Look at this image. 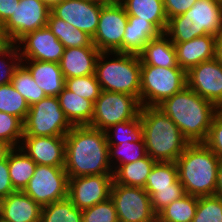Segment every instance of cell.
Masks as SVG:
<instances>
[{
    "instance_id": "34",
    "label": "cell",
    "mask_w": 222,
    "mask_h": 222,
    "mask_svg": "<svg viewBox=\"0 0 222 222\" xmlns=\"http://www.w3.org/2000/svg\"><path fill=\"white\" fill-rule=\"evenodd\" d=\"M11 84L24 97L29 106L47 97L22 63L15 69Z\"/></svg>"
},
{
    "instance_id": "42",
    "label": "cell",
    "mask_w": 222,
    "mask_h": 222,
    "mask_svg": "<svg viewBox=\"0 0 222 222\" xmlns=\"http://www.w3.org/2000/svg\"><path fill=\"white\" fill-rule=\"evenodd\" d=\"M5 57H7V59L9 57L11 62H5ZM20 63L21 56L19 54L17 44L15 45V43H13L4 53L0 54V86L11 83L13 73Z\"/></svg>"
},
{
    "instance_id": "26",
    "label": "cell",
    "mask_w": 222,
    "mask_h": 222,
    "mask_svg": "<svg viewBox=\"0 0 222 222\" xmlns=\"http://www.w3.org/2000/svg\"><path fill=\"white\" fill-rule=\"evenodd\" d=\"M128 16L150 21L161 33H165L168 18L163 0H121Z\"/></svg>"
},
{
    "instance_id": "43",
    "label": "cell",
    "mask_w": 222,
    "mask_h": 222,
    "mask_svg": "<svg viewBox=\"0 0 222 222\" xmlns=\"http://www.w3.org/2000/svg\"><path fill=\"white\" fill-rule=\"evenodd\" d=\"M204 143L222 160V109L214 116Z\"/></svg>"
},
{
    "instance_id": "45",
    "label": "cell",
    "mask_w": 222,
    "mask_h": 222,
    "mask_svg": "<svg viewBox=\"0 0 222 222\" xmlns=\"http://www.w3.org/2000/svg\"><path fill=\"white\" fill-rule=\"evenodd\" d=\"M15 192L8 166V156L6 159L0 161V200L6 198L9 194Z\"/></svg>"
},
{
    "instance_id": "8",
    "label": "cell",
    "mask_w": 222,
    "mask_h": 222,
    "mask_svg": "<svg viewBox=\"0 0 222 222\" xmlns=\"http://www.w3.org/2000/svg\"><path fill=\"white\" fill-rule=\"evenodd\" d=\"M72 127L57 97H46L31 105L23 121L24 136L65 137Z\"/></svg>"
},
{
    "instance_id": "35",
    "label": "cell",
    "mask_w": 222,
    "mask_h": 222,
    "mask_svg": "<svg viewBox=\"0 0 222 222\" xmlns=\"http://www.w3.org/2000/svg\"><path fill=\"white\" fill-rule=\"evenodd\" d=\"M29 105L11 83L0 86V112L18 117L22 122L29 111Z\"/></svg>"
},
{
    "instance_id": "18",
    "label": "cell",
    "mask_w": 222,
    "mask_h": 222,
    "mask_svg": "<svg viewBox=\"0 0 222 222\" xmlns=\"http://www.w3.org/2000/svg\"><path fill=\"white\" fill-rule=\"evenodd\" d=\"M20 148L37 165L55 167L65 165V137L23 136Z\"/></svg>"
},
{
    "instance_id": "7",
    "label": "cell",
    "mask_w": 222,
    "mask_h": 222,
    "mask_svg": "<svg viewBox=\"0 0 222 222\" xmlns=\"http://www.w3.org/2000/svg\"><path fill=\"white\" fill-rule=\"evenodd\" d=\"M186 86V71L182 68L141 65V107L158 106Z\"/></svg>"
},
{
    "instance_id": "24",
    "label": "cell",
    "mask_w": 222,
    "mask_h": 222,
    "mask_svg": "<svg viewBox=\"0 0 222 222\" xmlns=\"http://www.w3.org/2000/svg\"><path fill=\"white\" fill-rule=\"evenodd\" d=\"M141 65L180 68L174 44L165 33L151 39L139 54Z\"/></svg>"
},
{
    "instance_id": "12",
    "label": "cell",
    "mask_w": 222,
    "mask_h": 222,
    "mask_svg": "<svg viewBox=\"0 0 222 222\" xmlns=\"http://www.w3.org/2000/svg\"><path fill=\"white\" fill-rule=\"evenodd\" d=\"M128 15L120 2L104 4L92 43L100 52H120Z\"/></svg>"
},
{
    "instance_id": "4",
    "label": "cell",
    "mask_w": 222,
    "mask_h": 222,
    "mask_svg": "<svg viewBox=\"0 0 222 222\" xmlns=\"http://www.w3.org/2000/svg\"><path fill=\"white\" fill-rule=\"evenodd\" d=\"M220 161L204 142L189 143L175 161L185 193L195 197L215 195Z\"/></svg>"
},
{
    "instance_id": "38",
    "label": "cell",
    "mask_w": 222,
    "mask_h": 222,
    "mask_svg": "<svg viewBox=\"0 0 222 222\" xmlns=\"http://www.w3.org/2000/svg\"><path fill=\"white\" fill-rule=\"evenodd\" d=\"M192 222H222V198L217 195L198 197Z\"/></svg>"
},
{
    "instance_id": "28",
    "label": "cell",
    "mask_w": 222,
    "mask_h": 222,
    "mask_svg": "<svg viewBox=\"0 0 222 222\" xmlns=\"http://www.w3.org/2000/svg\"><path fill=\"white\" fill-rule=\"evenodd\" d=\"M47 26L65 48L96 47L88 34L56 17L52 12L49 14Z\"/></svg>"
},
{
    "instance_id": "5",
    "label": "cell",
    "mask_w": 222,
    "mask_h": 222,
    "mask_svg": "<svg viewBox=\"0 0 222 222\" xmlns=\"http://www.w3.org/2000/svg\"><path fill=\"white\" fill-rule=\"evenodd\" d=\"M222 32V2L197 0L184 14L168 20L165 34L173 44L190 41L198 36Z\"/></svg>"
},
{
    "instance_id": "30",
    "label": "cell",
    "mask_w": 222,
    "mask_h": 222,
    "mask_svg": "<svg viewBox=\"0 0 222 222\" xmlns=\"http://www.w3.org/2000/svg\"><path fill=\"white\" fill-rule=\"evenodd\" d=\"M178 179L176 162L159 161L147 176L144 190L151 196L156 190L173 189Z\"/></svg>"
},
{
    "instance_id": "29",
    "label": "cell",
    "mask_w": 222,
    "mask_h": 222,
    "mask_svg": "<svg viewBox=\"0 0 222 222\" xmlns=\"http://www.w3.org/2000/svg\"><path fill=\"white\" fill-rule=\"evenodd\" d=\"M8 166L14 190L23 191L33 176L37 164L20 147H17L8 153Z\"/></svg>"
},
{
    "instance_id": "23",
    "label": "cell",
    "mask_w": 222,
    "mask_h": 222,
    "mask_svg": "<svg viewBox=\"0 0 222 222\" xmlns=\"http://www.w3.org/2000/svg\"><path fill=\"white\" fill-rule=\"evenodd\" d=\"M160 34L161 32L150 21L128 16L121 53L139 55L145 45Z\"/></svg>"
},
{
    "instance_id": "1",
    "label": "cell",
    "mask_w": 222,
    "mask_h": 222,
    "mask_svg": "<svg viewBox=\"0 0 222 222\" xmlns=\"http://www.w3.org/2000/svg\"><path fill=\"white\" fill-rule=\"evenodd\" d=\"M105 131L73 126L65 136L64 169L69 178L113 174Z\"/></svg>"
},
{
    "instance_id": "44",
    "label": "cell",
    "mask_w": 222,
    "mask_h": 222,
    "mask_svg": "<svg viewBox=\"0 0 222 222\" xmlns=\"http://www.w3.org/2000/svg\"><path fill=\"white\" fill-rule=\"evenodd\" d=\"M197 0H163L164 9L168 20L184 14Z\"/></svg>"
},
{
    "instance_id": "21",
    "label": "cell",
    "mask_w": 222,
    "mask_h": 222,
    "mask_svg": "<svg viewBox=\"0 0 222 222\" xmlns=\"http://www.w3.org/2000/svg\"><path fill=\"white\" fill-rule=\"evenodd\" d=\"M100 51L97 47L65 48L59 62L65 79L95 74Z\"/></svg>"
},
{
    "instance_id": "51",
    "label": "cell",
    "mask_w": 222,
    "mask_h": 222,
    "mask_svg": "<svg viewBox=\"0 0 222 222\" xmlns=\"http://www.w3.org/2000/svg\"><path fill=\"white\" fill-rule=\"evenodd\" d=\"M50 8H52L55 4L60 3L62 0H41Z\"/></svg>"
},
{
    "instance_id": "9",
    "label": "cell",
    "mask_w": 222,
    "mask_h": 222,
    "mask_svg": "<svg viewBox=\"0 0 222 222\" xmlns=\"http://www.w3.org/2000/svg\"><path fill=\"white\" fill-rule=\"evenodd\" d=\"M140 109L141 104L135 96L102 90L94 103L93 118L88 126L106 131L115 124L135 119Z\"/></svg>"
},
{
    "instance_id": "50",
    "label": "cell",
    "mask_w": 222,
    "mask_h": 222,
    "mask_svg": "<svg viewBox=\"0 0 222 222\" xmlns=\"http://www.w3.org/2000/svg\"><path fill=\"white\" fill-rule=\"evenodd\" d=\"M13 149V147L5 141L0 140V161L7 158L8 153Z\"/></svg>"
},
{
    "instance_id": "20",
    "label": "cell",
    "mask_w": 222,
    "mask_h": 222,
    "mask_svg": "<svg viewBox=\"0 0 222 222\" xmlns=\"http://www.w3.org/2000/svg\"><path fill=\"white\" fill-rule=\"evenodd\" d=\"M42 206L23 191L0 200V218L6 222H39Z\"/></svg>"
},
{
    "instance_id": "27",
    "label": "cell",
    "mask_w": 222,
    "mask_h": 222,
    "mask_svg": "<svg viewBox=\"0 0 222 222\" xmlns=\"http://www.w3.org/2000/svg\"><path fill=\"white\" fill-rule=\"evenodd\" d=\"M156 162V160L147 155L143 159L115 166L113 170V182L126 186L144 188L147 176L152 171Z\"/></svg>"
},
{
    "instance_id": "31",
    "label": "cell",
    "mask_w": 222,
    "mask_h": 222,
    "mask_svg": "<svg viewBox=\"0 0 222 222\" xmlns=\"http://www.w3.org/2000/svg\"><path fill=\"white\" fill-rule=\"evenodd\" d=\"M198 197L185 194L166 206L158 215L157 222H192Z\"/></svg>"
},
{
    "instance_id": "10",
    "label": "cell",
    "mask_w": 222,
    "mask_h": 222,
    "mask_svg": "<svg viewBox=\"0 0 222 222\" xmlns=\"http://www.w3.org/2000/svg\"><path fill=\"white\" fill-rule=\"evenodd\" d=\"M69 177L64 167L37 165L23 192L42 207L68 197Z\"/></svg>"
},
{
    "instance_id": "47",
    "label": "cell",
    "mask_w": 222,
    "mask_h": 222,
    "mask_svg": "<svg viewBox=\"0 0 222 222\" xmlns=\"http://www.w3.org/2000/svg\"><path fill=\"white\" fill-rule=\"evenodd\" d=\"M13 42L8 36L7 32L1 27L0 28V54L4 53Z\"/></svg>"
},
{
    "instance_id": "13",
    "label": "cell",
    "mask_w": 222,
    "mask_h": 222,
    "mask_svg": "<svg viewBox=\"0 0 222 222\" xmlns=\"http://www.w3.org/2000/svg\"><path fill=\"white\" fill-rule=\"evenodd\" d=\"M51 8L41 0H20L2 25L13 43L25 34L47 26Z\"/></svg>"
},
{
    "instance_id": "40",
    "label": "cell",
    "mask_w": 222,
    "mask_h": 222,
    "mask_svg": "<svg viewBox=\"0 0 222 222\" xmlns=\"http://www.w3.org/2000/svg\"><path fill=\"white\" fill-rule=\"evenodd\" d=\"M82 222H118L113 200L109 198L82 210Z\"/></svg>"
},
{
    "instance_id": "3",
    "label": "cell",
    "mask_w": 222,
    "mask_h": 222,
    "mask_svg": "<svg viewBox=\"0 0 222 222\" xmlns=\"http://www.w3.org/2000/svg\"><path fill=\"white\" fill-rule=\"evenodd\" d=\"M139 115L147 155L175 162L189 144L178 126L157 106L141 107Z\"/></svg>"
},
{
    "instance_id": "2",
    "label": "cell",
    "mask_w": 222,
    "mask_h": 222,
    "mask_svg": "<svg viewBox=\"0 0 222 222\" xmlns=\"http://www.w3.org/2000/svg\"><path fill=\"white\" fill-rule=\"evenodd\" d=\"M180 129L189 143L204 142L219 108L188 86L157 106Z\"/></svg>"
},
{
    "instance_id": "39",
    "label": "cell",
    "mask_w": 222,
    "mask_h": 222,
    "mask_svg": "<svg viewBox=\"0 0 222 222\" xmlns=\"http://www.w3.org/2000/svg\"><path fill=\"white\" fill-rule=\"evenodd\" d=\"M23 136V122L18 117L0 112V140L17 148Z\"/></svg>"
},
{
    "instance_id": "14",
    "label": "cell",
    "mask_w": 222,
    "mask_h": 222,
    "mask_svg": "<svg viewBox=\"0 0 222 222\" xmlns=\"http://www.w3.org/2000/svg\"><path fill=\"white\" fill-rule=\"evenodd\" d=\"M113 174L69 178L68 198L80 210L106 201L111 196Z\"/></svg>"
},
{
    "instance_id": "17",
    "label": "cell",
    "mask_w": 222,
    "mask_h": 222,
    "mask_svg": "<svg viewBox=\"0 0 222 222\" xmlns=\"http://www.w3.org/2000/svg\"><path fill=\"white\" fill-rule=\"evenodd\" d=\"M103 5L92 0H62L51 8V12L93 38Z\"/></svg>"
},
{
    "instance_id": "32",
    "label": "cell",
    "mask_w": 222,
    "mask_h": 222,
    "mask_svg": "<svg viewBox=\"0 0 222 222\" xmlns=\"http://www.w3.org/2000/svg\"><path fill=\"white\" fill-rule=\"evenodd\" d=\"M39 222H82V210L67 197L44 205Z\"/></svg>"
},
{
    "instance_id": "48",
    "label": "cell",
    "mask_w": 222,
    "mask_h": 222,
    "mask_svg": "<svg viewBox=\"0 0 222 222\" xmlns=\"http://www.w3.org/2000/svg\"><path fill=\"white\" fill-rule=\"evenodd\" d=\"M215 195L222 198V160L220 161L217 169V183Z\"/></svg>"
},
{
    "instance_id": "37",
    "label": "cell",
    "mask_w": 222,
    "mask_h": 222,
    "mask_svg": "<svg viewBox=\"0 0 222 222\" xmlns=\"http://www.w3.org/2000/svg\"><path fill=\"white\" fill-rule=\"evenodd\" d=\"M65 87L78 96L95 103L99 98L102 88L95 74L65 79Z\"/></svg>"
},
{
    "instance_id": "22",
    "label": "cell",
    "mask_w": 222,
    "mask_h": 222,
    "mask_svg": "<svg viewBox=\"0 0 222 222\" xmlns=\"http://www.w3.org/2000/svg\"><path fill=\"white\" fill-rule=\"evenodd\" d=\"M21 63L29 70L36 84L47 97H57L63 91L65 78L59 63L36 60H21Z\"/></svg>"
},
{
    "instance_id": "53",
    "label": "cell",
    "mask_w": 222,
    "mask_h": 222,
    "mask_svg": "<svg viewBox=\"0 0 222 222\" xmlns=\"http://www.w3.org/2000/svg\"><path fill=\"white\" fill-rule=\"evenodd\" d=\"M103 4V0H92Z\"/></svg>"
},
{
    "instance_id": "41",
    "label": "cell",
    "mask_w": 222,
    "mask_h": 222,
    "mask_svg": "<svg viewBox=\"0 0 222 222\" xmlns=\"http://www.w3.org/2000/svg\"><path fill=\"white\" fill-rule=\"evenodd\" d=\"M185 190L179 179L173 183V189L156 190L150 198L154 213L158 215L166 206L185 195Z\"/></svg>"
},
{
    "instance_id": "46",
    "label": "cell",
    "mask_w": 222,
    "mask_h": 222,
    "mask_svg": "<svg viewBox=\"0 0 222 222\" xmlns=\"http://www.w3.org/2000/svg\"><path fill=\"white\" fill-rule=\"evenodd\" d=\"M20 0H0V23L3 25L13 14Z\"/></svg>"
},
{
    "instance_id": "49",
    "label": "cell",
    "mask_w": 222,
    "mask_h": 222,
    "mask_svg": "<svg viewBox=\"0 0 222 222\" xmlns=\"http://www.w3.org/2000/svg\"><path fill=\"white\" fill-rule=\"evenodd\" d=\"M215 59L222 64V32L216 36Z\"/></svg>"
},
{
    "instance_id": "36",
    "label": "cell",
    "mask_w": 222,
    "mask_h": 222,
    "mask_svg": "<svg viewBox=\"0 0 222 222\" xmlns=\"http://www.w3.org/2000/svg\"><path fill=\"white\" fill-rule=\"evenodd\" d=\"M105 134L108 144H121L126 141L132 142L139 140L142 137L140 115L135 119L120 122L111 126L105 131Z\"/></svg>"
},
{
    "instance_id": "52",
    "label": "cell",
    "mask_w": 222,
    "mask_h": 222,
    "mask_svg": "<svg viewBox=\"0 0 222 222\" xmlns=\"http://www.w3.org/2000/svg\"><path fill=\"white\" fill-rule=\"evenodd\" d=\"M121 0H103V4H108L112 2H120Z\"/></svg>"
},
{
    "instance_id": "6",
    "label": "cell",
    "mask_w": 222,
    "mask_h": 222,
    "mask_svg": "<svg viewBox=\"0 0 222 222\" xmlns=\"http://www.w3.org/2000/svg\"><path fill=\"white\" fill-rule=\"evenodd\" d=\"M112 54L115 58L107 60ZM95 77L102 90L133 95L140 102L141 59L139 55L100 52L95 65Z\"/></svg>"
},
{
    "instance_id": "33",
    "label": "cell",
    "mask_w": 222,
    "mask_h": 222,
    "mask_svg": "<svg viewBox=\"0 0 222 222\" xmlns=\"http://www.w3.org/2000/svg\"><path fill=\"white\" fill-rule=\"evenodd\" d=\"M109 145V163L114 170L115 165L117 166L128 164L147 156L146 146L144 138L141 137L137 141L123 142L121 144H108ZM114 157V158H113ZM113 158V160H112ZM116 158V159H115ZM116 160L114 163L113 161ZM114 167V168H113Z\"/></svg>"
},
{
    "instance_id": "19",
    "label": "cell",
    "mask_w": 222,
    "mask_h": 222,
    "mask_svg": "<svg viewBox=\"0 0 222 222\" xmlns=\"http://www.w3.org/2000/svg\"><path fill=\"white\" fill-rule=\"evenodd\" d=\"M174 46L177 63L187 72L193 66L215 58L216 36L206 34Z\"/></svg>"
},
{
    "instance_id": "16",
    "label": "cell",
    "mask_w": 222,
    "mask_h": 222,
    "mask_svg": "<svg viewBox=\"0 0 222 222\" xmlns=\"http://www.w3.org/2000/svg\"><path fill=\"white\" fill-rule=\"evenodd\" d=\"M187 86L222 109V64L215 58L193 66L186 72Z\"/></svg>"
},
{
    "instance_id": "11",
    "label": "cell",
    "mask_w": 222,
    "mask_h": 222,
    "mask_svg": "<svg viewBox=\"0 0 222 222\" xmlns=\"http://www.w3.org/2000/svg\"><path fill=\"white\" fill-rule=\"evenodd\" d=\"M118 222H157L150 195L141 187L114 183L111 196Z\"/></svg>"
},
{
    "instance_id": "25",
    "label": "cell",
    "mask_w": 222,
    "mask_h": 222,
    "mask_svg": "<svg viewBox=\"0 0 222 222\" xmlns=\"http://www.w3.org/2000/svg\"><path fill=\"white\" fill-rule=\"evenodd\" d=\"M59 105L73 126L89 125L93 118L94 103L64 87L57 96Z\"/></svg>"
},
{
    "instance_id": "15",
    "label": "cell",
    "mask_w": 222,
    "mask_h": 222,
    "mask_svg": "<svg viewBox=\"0 0 222 222\" xmlns=\"http://www.w3.org/2000/svg\"><path fill=\"white\" fill-rule=\"evenodd\" d=\"M15 44L21 60L59 63L65 49L48 26L25 34Z\"/></svg>"
}]
</instances>
